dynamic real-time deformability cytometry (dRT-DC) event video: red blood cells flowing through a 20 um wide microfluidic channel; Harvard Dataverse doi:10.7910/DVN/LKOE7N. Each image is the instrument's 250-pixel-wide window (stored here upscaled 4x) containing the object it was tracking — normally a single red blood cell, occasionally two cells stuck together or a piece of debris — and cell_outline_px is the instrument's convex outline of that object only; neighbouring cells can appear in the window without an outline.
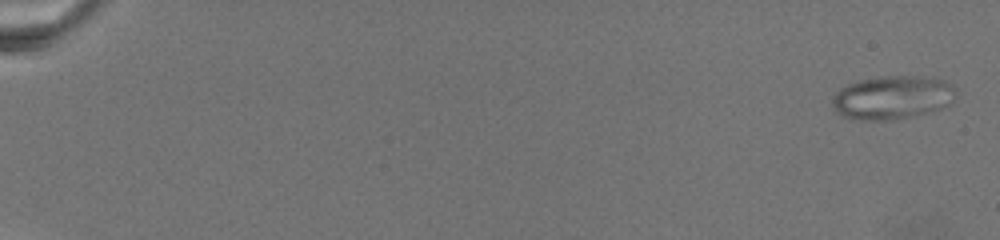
{"species": "common noctule bat (a hibernating species)", "species_latin": "Nyctalus noctula", "temperature_condition": "warm", "stored_images_in_passage": 28, "camera_frame_rate_fps": 3000, "um_per_image_px": 0.085, "animal": {"sex": "female", "body_mass_g": 19.5, "forearm_length_mm": 54.1}, "frame": {"image": 1, "passage_image": 1, "time_ms": 0.0, "image_size_px": [1000, 240], "cell_outline_px": [[956, 88], [952, 100], [948, 104], [940, 108], [912, 116], [892, 120], [852, 120], [836, 112], [832, 108], [832, 96], [840, 88], [848, 84], [860, 80], [884, 76], [924, 76], [944, 80], [952, 84]], "centroid_in_image_um": [75.81, 8.28], "position_along_channel_um": 9.2, "area_um2": 31.39}}
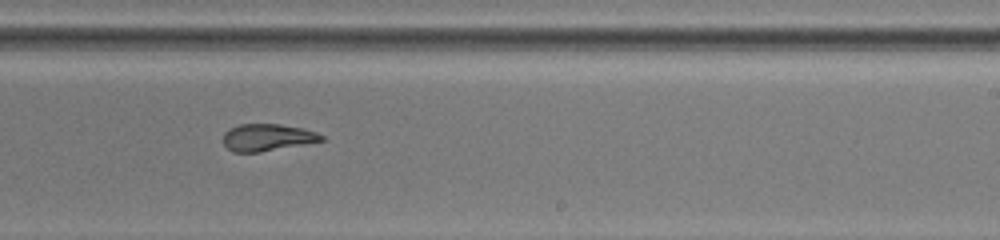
{"frame": {"image": 2, "passage_image": 19, "time_ms": 16.333, "image_size_px": [1000, 240], "cell_outline_px": [[324, 140], [304, 144], [260, 152], [232, 152], [224, 144], [224, 132], [228, 128], [240, 124], [280, 124], [304, 128], [316, 132], [324, 136]], "centroid_in_image_um": [22.71, 11.67], "position_along_channel_um": 266.3, "area_um2": 15.49}}
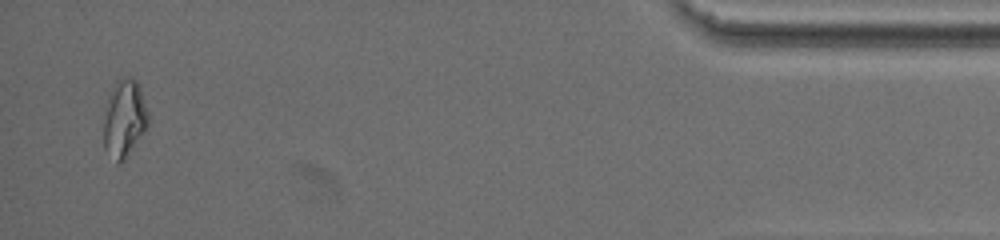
{"frame": {"image": 3, "passage_image": 28, "time_ms": 24.333, "image_size_px": [1000, 240], "cell_outline_px": [[148, 124], [124, 160], [116, 164], [104, 148], [104, 120], [108, 96], [116, 80], [124, 76], [132, 76], [140, 84], [148, 112]], "centroid_in_image_um": [10.57, 10.02], "position_along_channel_um": 424.6, "area_um2": 20.11}}